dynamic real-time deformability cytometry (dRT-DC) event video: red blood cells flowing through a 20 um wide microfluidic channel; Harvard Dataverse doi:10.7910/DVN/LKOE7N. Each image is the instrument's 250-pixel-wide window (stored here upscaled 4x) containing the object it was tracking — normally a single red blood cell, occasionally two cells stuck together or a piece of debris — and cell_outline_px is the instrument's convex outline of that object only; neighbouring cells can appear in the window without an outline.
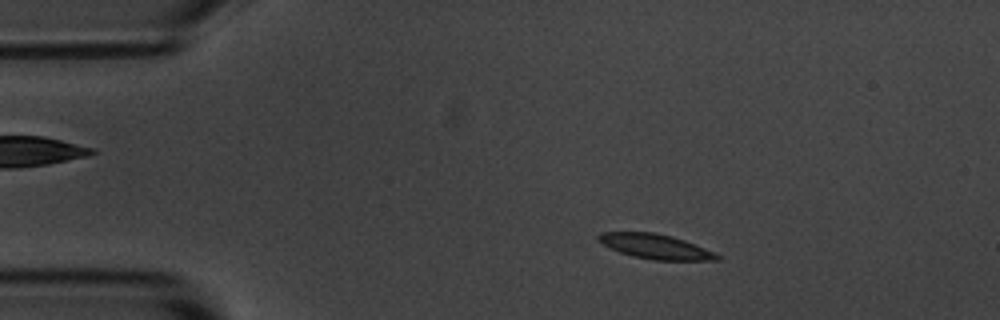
{"species": "common noctule bat (a hibernating species)", "species_latin": "Nyctalus noctula", "temperature_condition": "room temperature", "stored_images_in_passage": 6, "camera_frame_rate_fps": 3000, "um_per_image_px": 0.085, "animal": {"sex": "male", "body_mass_g": 20.1, "forearm_length_mm": 53.5}, "frame": {"image": 1, "passage_image": 3, "time_ms": 2.333, "image_size_px": [1000, 320], "cell_outline_px": [[720, 260], [652, 260], [632, 256], [620, 252], [596, 240], [596, 236], [600, 232], [656, 232], [672, 236], [684, 240], [716, 252], [720, 256]], "centroid_in_image_um": [55.72, 20.95], "position_along_channel_um": 29.3, "area_um2": 17.17}}
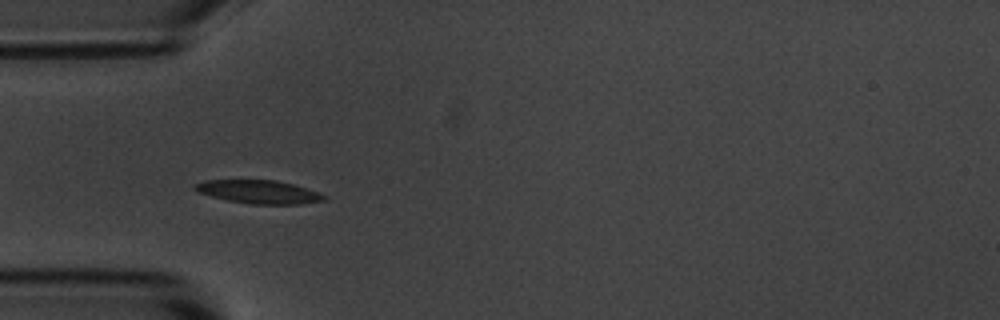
{"frame": {"image": 2, "passage_image": 5, "time_ms": 4.667, "image_size_px": [1000, 320], "cell_outline_px": [[328, 200], [304, 204], [252, 204], [228, 200], [196, 192], [192, 188], [192, 184], [204, 180], [276, 180], [292, 184], [328, 196]], "centroid_in_image_um": [21.97, 16.31], "position_along_channel_um": 63.0, "area_um2": 17.63}}